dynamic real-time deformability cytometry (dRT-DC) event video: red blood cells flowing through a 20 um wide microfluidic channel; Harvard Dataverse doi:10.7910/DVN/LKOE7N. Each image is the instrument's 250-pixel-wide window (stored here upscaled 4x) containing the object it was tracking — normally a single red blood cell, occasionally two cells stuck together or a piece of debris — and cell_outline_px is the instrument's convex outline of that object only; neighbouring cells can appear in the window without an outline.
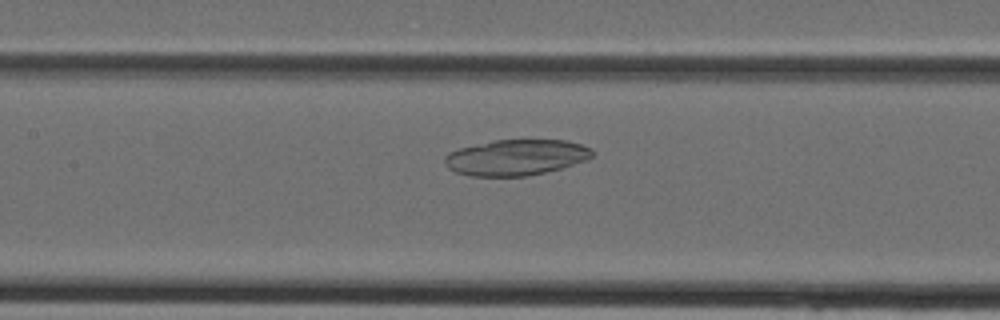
{"species": "Egyptian fruit bat (a non-hibernating species)", "species_latin": "Rousettus aegyptiacus", "temperature_condition": "cold", "stored_images_in_passage": 36, "camera_frame_rate_fps": 3000, "um_per_image_px": 0.085, "animal": {"sex": "female"}, "frame": {"image": 1, "passage_image": 15, "time_ms": 4.667, "image_size_px": [1000, 320], "cell_outline_px": [[592, 156], [588, 160], [560, 168], [528, 176], [472, 176], [456, 172], [448, 168], [444, 160], [444, 156], [448, 152], [460, 148], [492, 140], [564, 140], [580, 144], [592, 148]], "centroid_in_image_um": [43.85, 13.38], "position_along_channel_um": 163.5, "area_um2": 30.75}}
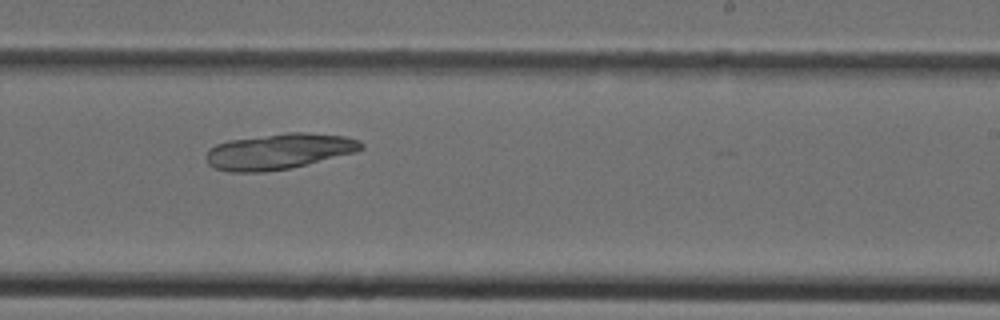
{"frame": {"image": 2, "passage_image": 21, "time_ms": 6.667, "image_size_px": [1000, 320], "cell_outline_px": [[364, 148], [356, 152], [288, 168], [264, 172], [228, 172], [212, 168], [208, 164], [208, 148], [216, 144], [228, 140], [288, 132], [304, 132], [348, 136], [360, 140], [364, 144]], "centroid_in_image_um": [23.72, 12.86], "position_along_channel_um": 265.3, "area_um2": 32.31}}
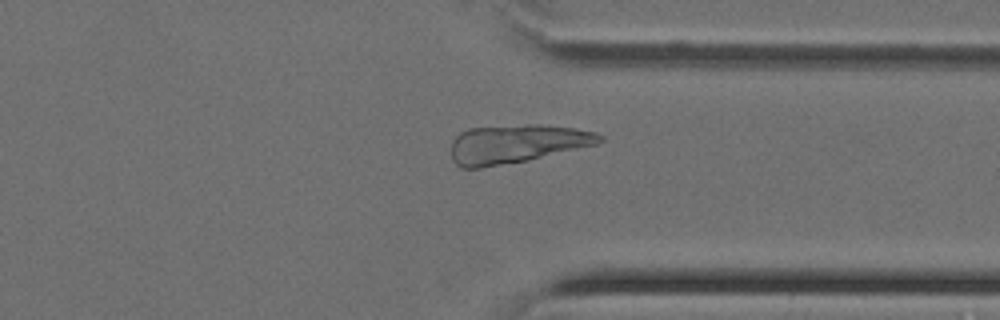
{"frame": {"image": 3, "passage_image": 27, "time_ms": 8.667, "image_size_px": [1000, 320], "cell_outline_px": [[604, 140], [596, 144], [528, 160], [480, 168], [460, 168], [452, 160], [452, 140], [460, 132], [468, 128], [528, 124], [540, 124], [576, 128], [596, 132], [604, 136]], "centroid_in_image_um": [43.9, 12.21], "position_along_channel_um": 367.5, "area_um2": 33.47}}